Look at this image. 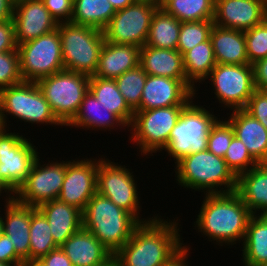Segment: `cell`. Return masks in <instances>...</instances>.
<instances>
[{"label": "cell", "instance_id": "1", "mask_svg": "<svg viewBox=\"0 0 267 266\" xmlns=\"http://www.w3.org/2000/svg\"><path fill=\"white\" fill-rule=\"evenodd\" d=\"M159 216L141 222L114 255L124 266H162L182 245L177 221Z\"/></svg>", "mask_w": 267, "mask_h": 266}, {"label": "cell", "instance_id": "2", "mask_svg": "<svg viewBox=\"0 0 267 266\" xmlns=\"http://www.w3.org/2000/svg\"><path fill=\"white\" fill-rule=\"evenodd\" d=\"M202 207L196 218L198 232L218 244L234 245L244 241L246 229L253 213L244 204L236 191L205 194Z\"/></svg>", "mask_w": 267, "mask_h": 266}, {"label": "cell", "instance_id": "3", "mask_svg": "<svg viewBox=\"0 0 267 266\" xmlns=\"http://www.w3.org/2000/svg\"><path fill=\"white\" fill-rule=\"evenodd\" d=\"M140 222L109 198L96 192L82 211V226L113 255L132 237Z\"/></svg>", "mask_w": 267, "mask_h": 266}, {"label": "cell", "instance_id": "4", "mask_svg": "<svg viewBox=\"0 0 267 266\" xmlns=\"http://www.w3.org/2000/svg\"><path fill=\"white\" fill-rule=\"evenodd\" d=\"M175 169L176 181L184 188L202 190L204 194L205 190L206 194L236 191L238 177L223 157L214 155L208 149L183 157L176 163Z\"/></svg>", "mask_w": 267, "mask_h": 266}, {"label": "cell", "instance_id": "5", "mask_svg": "<svg viewBox=\"0 0 267 266\" xmlns=\"http://www.w3.org/2000/svg\"><path fill=\"white\" fill-rule=\"evenodd\" d=\"M57 28L64 69L93 76L105 42L103 31L71 22L59 23Z\"/></svg>", "mask_w": 267, "mask_h": 266}, {"label": "cell", "instance_id": "6", "mask_svg": "<svg viewBox=\"0 0 267 266\" xmlns=\"http://www.w3.org/2000/svg\"><path fill=\"white\" fill-rule=\"evenodd\" d=\"M193 102L192 100L182 110L164 148L174 160L176 159L175 164L187 155L207 150L210 129L218 120L213 112L210 113Z\"/></svg>", "mask_w": 267, "mask_h": 266}, {"label": "cell", "instance_id": "7", "mask_svg": "<svg viewBox=\"0 0 267 266\" xmlns=\"http://www.w3.org/2000/svg\"><path fill=\"white\" fill-rule=\"evenodd\" d=\"M7 113L32 124L64 126L52 112L36 82L22 81L0 89V124L4 128Z\"/></svg>", "mask_w": 267, "mask_h": 266}, {"label": "cell", "instance_id": "8", "mask_svg": "<svg viewBox=\"0 0 267 266\" xmlns=\"http://www.w3.org/2000/svg\"><path fill=\"white\" fill-rule=\"evenodd\" d=\"M89 79L86 74L64 69L36 82L52 112L64 126L77 114L89 91Z\"/></svg>", "mask_w": 267, "mask_h": 266}, {"label": "cell", "instance_id": "9", "mask_svg": "<svg viewBox=\"0 0 267 266\" xmlns=\"http://www.w3.org/2000/svg\"><path fill=\"white\" fill-rule=\"evenodd\" d=\"M186 106L174 105L134 111V118L130 125L133 131L130 140L139 146L140 152L144 155L164 150L168 144L169 135Z\"/></svg>", "mask_w": 267, "mask_h": 266}, {"label": "cell", "instance_id": "10", "mask_svg": "<svg viewBox=\"0 0 267 266\" xmlns=\"http://www.w3.org/2000/svg\"><path fill=\"white\" fill-rule=\"evenodd\" d=\"M23 81L37 82L64 70L58 28L18 46Z\"/></svg>", "mask_w": 267, "mask_h": 266}, {"label": "cell", "instance_id": "11", "mask_svg": "<svg viewBox=\"0 0 267 266\" xmlns=\"http://www.w3.org/2000/svg\"><path fill=\"white\" fill-rule=\"evenodd\" d=\"M0 128V179L15 193L27 179L38 157L29 139Z\"/></svg>", "mask_w": 267, "mask_h": 266}, {"label": "cell", "instance_id": "12", "mask_svg": "<svg viewBox=\"0 0 267 266\" xmlns=\"http://www.w3.org/2000/svg\"><path fill=\"white\" fill-rule=\"evenodd\" d=\"M157 5L134 1L124 9L116 10L103 30L105 41L142 47L146 44L151 19Z\"/></svg>", "mask_w": 267, "mask_h": 266}, {"label": "cell", "instance_id": "13", "mask_svg": "<svg viewBox=\"0 0 267 266\" xmlns=\"http://www.w3.org/2000/svg\"><path fill=\"white\" fill-rule=\"evenodd\" d=\"M106 160L101 158L98 164L97 192L131 213L140 223L153 219L152 217L144 220L139 216L138 188L130 169Z\"/></svg>", "mask_w": 267, "mask_h": 266}, {"label": "cell", "instance_id": "14", "mask_svg": "<svg viewBox=\"0 0 267 266\" xmlns=\"http://www.w3.org/2000/svg\"><path fill=\"white\" fill-rule=\"evenodd\" d=\"M208 77L218 102L231 111L244 109L256 90L251 64H216Z\"/></svg>", "mask_w": 267, "mask_h": 266}, {"label": "cell", "instance_id": "15", "mask_svg": "<svg viewBox=\"0 0 267 266\" xmlns=\"http://www.w3.org/2000/svg\"><path fill=\"white\" fill-rule=\"evenodd\" d=\"M39 158L38 156L33 163L27 179L14 193V198L21 204L38 207L44 202L58 199L60 195L66 162L52 161L41 166Z\"/></svg>", "mask_w": 267, "mask_h": 266}, {"label": "cell", "instance_id": "16", "mask_svg": "<svg viewBox=\"0 0 267 266\" xmlns=\"http://www.w3.org/2000/svg\"><path fill=\"white\" fill-rule=\"evenodd\" d=\"M94 160V161H93ZM100 159L66 162V174L58 200L83 211L97 192V172Z\"/></svg>", "mask_w": 267, "mask_h": 266}, {"label": "cell", "instance_id": "17", "mask_svg": "<svg viewBox=\"0 0 267 266\" xmlns=\"http://www.w3.org/2000/svg\"><path fill=\"white\" fill-rule=\"evenodd\" d=\"M187 79L147 75L139 107L135 111L188 105L197 93Z\"/></svg>", "mask_w": 267, "mask_h": 266}, {"label": "cell", "instance_id": "18", "mask_svg": "<svg viewBox=\"0 0 267 266\" xmlns=\"http://www.w3.org/2000/svg\"><path fill=\"white\" fill-rule=\"evenodd\" d=\"M267 0H215L213 23L245 32L266 19Z\"/></svg>", "mask_w": 267, "mask_h": 266}, {"label": "cell", "instance_id": "19", "mask_svg": "<svg viewBox=\"0 0 267 266\" xmlns=\"http://www.w3.org/2000/svg\"><path fill=\"white\" fill-rule=\"evenodd\" d=\"M12 19L17 46L52 32L58 26L42 0H23L15 3Z\"/></svg>", "mask_w": 267, "mask_h": 266}, {"label": "cell", "instance_id": "20", "mask_svg": "<svg viewBox=\"0 0 267 266\" xmlns=\"http://www.w3.org/2000/svg\"><path fill=\"white\" fill-rule=\"evenodd\" d=\"M7 198L4 213L6 216L5 219L2 218V233L10 237L16 254L24 262L29 261L31 206L18 202L14 193L8 194Z\"/></svg>", "mask_w": 267, "mask_h": 266}, {"label": "cell", "instance_id": "21", "mask_svg": "<svg viewBox=\"0 0 267 266\" xmlns=\"http://www.w3.org/2000/svg\"><path fill=\"white\" fill-rule=\"evenodd\" d=\"M60 247L73 266H99L113 255L83 226Z\"/></svg>", "mask_w": 267, "mask_h": 266}, {"label": "cell", "instance_id": "22", "mask_svg": "<svg viewBox=\"0 0 267 266\" xmlns=\"http://www.w3.org/2000/svg\"><path fill=\"white\" fill-rule=\"evenodd\" d=\"M234 135L246 146L248 152L261 164L267 163V129L244 109L233 110L227 120Z\"/></svg>", "mask_w": 267, "mask_h": 266}, {"label": "cell", "instance_id": "23", "mask_svg": "<svg viewBox=\"0 0 267 266\" xmlns=\"http://www.w3.org/2000/svg\"><path fill=\"white\" fill-rule=\"evenodd\" d=\"M139 61L140 47L105 41L99 54L96 72L90 77L115 79L137 67Z\"/></svg>", "mask_w": 267, "mask_h": 266}, {"label": "cell", "instance_id": "24", "mask_svg": "<svg viewBox=\"0 0 267 266\" xmlns=\"http://www.w3.org/2000/svg\"><path fill=\"white\" fill-rule=\"evenodd\" d=\"M37 208L47 218L53 241L58 247L82 227V211L75 206L56 199L44 202Z\"/></svg>", "mask_w": 267, "mask_h": 266}, {"label": "cell", "instance_id": "25", "mask_svg": "<svg viewBox=\"0 0 267 266\" xmlns=\"http://www.w3.org/2000/svg\"><path fill=\"white\" fill-rule=\"evenodd\" d=\"M139 65L147 75L187 79L183 56L178 50L160 49L144 45L140 48Z\"/></svg>", "mask_w": 267, "mask_h": 266}, {"label": "cell", "instance_id": "26", "mask_svg": "<svg viewBox=\"0 0 267 266\" xmlns=\"http://www.w3.org/2000/svg\"><path fill=\"white\" fill-rule=\"evenodd\" d=\"M210 39L217 64H249L243 31L222 28L214 24Z\"/></svg>", "mask_w": 267, "mask_h": 266}, {"label": "cell", "instance_id": "27", "mask_svg": "<svg viewBox=\"0 0 267 266\" xmlns=\"http://www.w3.org/2000/svg\"><path fill=\"white\" fill-rule=\"evenodd\" d=\"M236 192L253 214H262L267 209V163L240 174Z\"/></svg>", "mask_w": 267, "mask_h": 266}, {"label": "cell", "instance_id": "28", "mask_svg": "<svg viewBox=\"0 0 267 266\" xmlns=\"http://www.w3.org/2000/svg\"><path fill=\"white\" fill-rule=\"evenodd\" d=\"M115 125L125 127L126 125L106 107H104L94 97V95L88 91L83 101L81 102L80 108L74 118L66 126L81 127L82 129L89 128L98 130L114 129Z\"/></svg>", "mask_w": 267, "mask_h": 266}, {"label": "cell", "instance_id": "29", "mask_svg": "<svg viewBox=\"0 0 267 266\" xmlns=\"http://www.w3.org/2000/svg\"><path fill=\"white\" fill-rule=\"evenodd\" d=\"M89 91L99 103L114 113L127 128L130 127L134 118V111L125 101L114 79L90 77Z\"/></svg>", "mask_w": 267, "mask_h": 266}, {"label": "cell", "instance_id": "30", "mask_svg": "<svg viewBox=\"0 0 267 266\" xmlns=\"http://www.w3.org/2000/svg\"><path fill=\"white\" fill-rule=\"evenodd\" d=\"M253 214L243 242L242 254L245 266L267 264V215Z\"/></svg>", "mask_w": 267, "mask_h": 266}, {"label": "cell", "instance_id": "31", "mask_svg": "<svg viewBox=\"0 0 267 266\" xmlns=\"http://www.w3.org/2000/svg\"><path fill=\"white\" fill-rule=\"evenodd\" d=\"M180 27L181 22L173 15L162 8H157L151 19L145 45L160 49L177 50Z\"/></svg>", "mask_w": 267, "mask_h": 266}, {"label": "cell", "instance_id": "32", "mask_svg": "<svg viewBox=\"0 0 267 266\" xmlns=\"http://www.w3.org/2000/svg\"><path fill=\"white\" fill-rule=\"evenodd\" d=\"M115 13L109 0H73L71 23L103 31Z\"/></svg>", "mask_w": 267, "mask_h": 266}, {"label": "cell", "instance_id": "33", "mask_svg": "<svg viewBox=\"0 0 267 266\" xmlns=\"http://www.w3.org/2000/svg\"><path fill=\"white\" fill-rule=\"evenodd\" d=\"M182 56L186 78L194 87L197 82L208 79L210 72L217 64L211 39L197 44Z\"/></svg>", "mask_w": 267, "mask_h": 266}, {"label": "cell", "instance_id": "34", "mask_svg": "<svg viewBox=\"0 0 267 266\" xmlns=\"http://www.w3.org/2000/svg\"><path fill=\"white\" fill-rule=\"evenodd\" d=\"M56 248L47 218L37 207L31 206L29 260L41 259Z\"/></svg>", "mask_w": 267, "mask_h": 266}, {"label": "cell", "instance_id": "35", "mask_svg": "<svg viewBox=\"0 0 267 266\" xmlns=\"http://www.w3.org/2000/svg\"><path fill=\"white\" fill-rule=\"evenodd\" d=\"M215 0H171L163 9L180 22L213 20Z\"/></svg>", "mask_w": 267, "mask_h": 266}, {"label": "cell", "instance_id": "36", "mask_svg": "<svg viewBox=\"0 0 267 266\" xmlns=\"http://www.w3.org/2000/svg\"><path fill=\"white\" fill-rule=\"evenodd\" d=\"M146 78L147 73L138 65L114 79L120 93L133 111L140 105Z\"/></svg>", "mask_w": 267, "mask_h": 266}, {"label": "cell", "instance_id": "37", "mask_svg": "<svg viewBox=\"0 0 267 266\" xmlns=\"http://www.w3.org/2000/svg\"><path fill=\"white\" fill-rule=\"evenodd\" d=\"M213 20L181 22L177 50L183 55L197 44L210 39Z\"/></svg>", "mask_w": 267, "mask_h": 266}, {"label": "cell", "instance_id": "38", "mask_svg": "<svg viewBox=\"0 0 267 266\" xmlns=\"http://www.w3.org/2000/svg\"><path fill=\"white\" fill-rule=\"evenodd\" d=\"M224 160L237 177L260 164L236 136L232 138Z\"/></svg>", "mask_w": 267, "mask_h": 266}, {"label": "cell", "instance_id": "39", "mask_svg": "<svg viewBox=\"0 0 267 266\" xmlns=\"http://www.w3.org/2000/svg\"><path fill=\"white\" fill-rule=\"evenodd\" d=\"M249 64L267 57V21L244 32Z\"/></svg>", "mask_w": 267, "mask_h": 266}, {"label": "cell", "instance_id": "40", "mask_svg": "<svg viewBox=\"0 0 267 266\" xmlns=\"http://www.w3.org/2000/svg\"><path fill=\"white\" fill-rule=\"evenodd\" d=\"M234 136L231 124L226 120L221 121L219 118L210 129L207 149L214 155L224 158Z\"/></svg>", "mask_w": 267, "mask_h": 266}, {"label": "cell", "instance_id": "41", "mask_svg": "<svg viewBox=\"0 0 267 266\" xmlns=\"http://www.w3.org/2000/svg\"><path fill=\"white\" fill-rule=\"evenodd\" d=\"M22 81L18 49L0 53V89Z\"/></svg>", "mask_w": 267, "mask_h": 266}, {"label": "cell", "instance_id": "42", "mask_svg": "<svg viewBox=\"0 0 267 266\" xmlns=\"http://www.w3.org/2000/svg\"><path fill=\"white\" fill-rule=\"evenodd\" d=\"M244 110L267 129V92L255 90Z\"/></svg>", "mask_w": 267, "mask_h": 266}, {"label": "cell", "instance_id": "43", "mask_svg": "<svg viewBox=\"0 0 267 266\" xmlns=\"http://www.w3.org/2000/svg\"><path fill=\"white\" fill-rule=\"evenodd\" d=\"M42 1L45 8L49 11L51 16L57 21L58 24L62 22L64 23L71 22V18L73 15V0H42Z\"/></svg>", "mask_w": 267, "mask_h": 266}, {"label": "cell", "instance_id": "44", "mask_svg": "<svg viewBox=\"0 0 267 266\" xmlns=\"http://www.w3.org/2000/svg\"><path fill=\"white\" fill-rule=\"evenodd\" d=\"M13 19L0 22V53L17 50Z\"/></svg>", "mask_w": 267, "mask_h": 266}, {"label": "cell", "instance_id": "45", "mask_svg": "<svg viewBox=\"0 0 267 266\" xmlns=\"http://www.w3.org/2000/svg\"><path fill=\"white\" fill-rule=\"evenodd\" d=\"M0 262L13 266H21L24 262L16 254L15 247L10 242V237L4 233L0 235Z\"/></svg>", "mask_w": 267, "mask_h": 266}, {"label": "cell", "instance_id": "46", "mask_svg": "<svg viewBox=\"0 0 267 266\" xmlns=\"http://www.w3.org/2000/svg\"><path fill=\"white\" fill-rule=\"evenodd\" d=\"M252 66L256 90L267 92V57L258 60Z\"/></svg>", "mask_w": 267, "mask_h": 266}, {"label": "cell", "instance_id": "47", "mask_svg": "<svg viewBox=\"0 0 267 266\" xmlns=\"http://www.w3.org/2000/svg\"><path fill=\"white\" fill-rule=\"evenodd\" d=\"M41 260L46 266H73L61 247L50 251L47 255L43 256Z\"/></svg>", "mask_w": 267, "mask_h": 266}, {"label": "cell", "instance_id": "48", "mask_svg": "<svg viewBox=\"0 0 267 266\" xmlns=\"http://www.w3.org/2000/svg\"><path fill=\"white\" fill-rule=\"evenodd\" d=\"M190 250L187 246H182L176 253H174L162 266H188L186 260L187 254Z\"/></svg>", "mask_w": 267, "mask_h": 266}, {"label": "cell", "instance_id": "49", "mask_svg": "<svg viewBox=\"0 0 267 266\" xmlns=\"http://www.w3.org/2000/svg\"><path fill=\"white\" fill-rule=\"evenodd\" d=\"M13 4L9 0H0V22L11 19Z\"/></svg>", "mask_w": 267, "mask_h": 266}, {"label": "cell", "instance_id": "50", "mask_svg": "<svg viewBox=\"0 0 267 266\" xmlns=\"http://www.w3.org/2000/svg\"><path fill=\"white\" fill-rule=\"evenodd\" d=\"M135 0H109L115 10H120L131 5Z\"/></svg>", "mask_w": 267, "mask_h": 266}, {"label": "cell", "instance_id": "51", "mask_svg": "<svg viewBox=\"0 0 267 266\" xmlns=\"http://www.w3.org/2000/svg\"><path fill=\"white\" fill-rule=\"evenodd\" d=\"M21 266H46L41 259H32L29 261H25Z\"/></svg>", "mask_w": 267, "mask_h": 266}, {"label": "cell", "instance_id": "52", "mask_svg": "<svg viewBox=\"0 0 267 266\" xmlns=\"http://www.w3.org/2000/svg\"><path fill=\"white\" fill-rule=\"evenodd\" d=\"M8 194L9 192L10 193H13L6 185H5V183L0 179V196H1V194H2V192H4V191Z\"/></svg>", "mask_w": 267, "mask_h": 266}, {"label": "cell", "instance_id": "53", "mask_svg": "<svg viewBox=\"0 0 267 266\" xmlns=\"http://www.w3.org/2000/svg\"><path fill=\"white\" fill-rule=\"evenodd\" d=\"M99 266H115V256L112 255L105 263Z\"/></svg>", "mask_w": 267, "mask_h": 266}, {"label": "cell", "instance_id": "54", "mask_svg": "<svg viewBox=\"0 0 267 266\" xmlns=\"http://www.w3.org/2000/svg\"><path fill=\"white\" fill-rule=\"evenodd\" d=\"M171 0H159V8H164Z\"/></svg>", "mask_w": 267, "mask_h": 266}, {"label": "cell", "instance_id": "55", "mask_svg": "<svg viewBox=\"0 0 267 266\" xmlns=\"http://www.w3.org/2000/svg\"><path fill=\"white\" fill-rule=\"evenodd\" d=\"M135 1L149 2V3L157 5L159 8V0H135Z\"/></svg>", "mask_w": 267, "mask_h": 266}, {"label": "cell", "instance_id": "56", "mask_svg": "<svg viewBox=\"0 0 267 266\" xmlns=\"http://www.w3.org/2000/svg\"><path fill=\"white\" fill-rule=\"evenodd\" d=\"M115 266H124V265L115 257Z\"/></svg>", "mask_w": 267, "mask_h": 266}, {"label": "cell", "instance_id": "57", "mask_svg": "<svg viewBox=\"0 0 267 266\" xmlns=\"http://www.w3.org/2000/svg\"><path fill=\"white\" fill-rule=\"evenodd\" d=\"M2 217L0 216V235L2 234Z\"/></svg>", "mask_w": 267, "mask_h": 266}, {"label": "cell", "instance_id": "58", "mask_svg": "<svg viewBox=\"0 0 267 266\" xmlns=\"http://www.w3.org/2000/svg\"><path fill=\"white\" fill-rule=\"evenodd\" d=\"M13 5L17 2L23 1V0H9Z\"/></svg>", "mask_w": 267, "mask_h": 266}, {"label": "cell", "instance_id": "59", "mask_svg": "<svg viewBox=\"0 0 267 266\" xmlns=\"http://www.w3.org/2000/svg\"><path fill=\"white\" fill-rule=\"evenodd\" d=\"M0 266H13V265H8V264H5L3 262H0Z\"/></svg>", "mask_w": 267, "mask_h": 266}, {"label": "cell", "instance_id": "60", "mask_svg": "<svg viewBox=\"0 0 267 266\" xmlns=\"http://www.w3.org/2000/svg\"><path fill=\"white\" fill-rule=\"evenodd\" d=\"M262 215H267V209L262 213Z\"/></svg>", "mask_w": 267, "mask_h": 266}]
</instances>
